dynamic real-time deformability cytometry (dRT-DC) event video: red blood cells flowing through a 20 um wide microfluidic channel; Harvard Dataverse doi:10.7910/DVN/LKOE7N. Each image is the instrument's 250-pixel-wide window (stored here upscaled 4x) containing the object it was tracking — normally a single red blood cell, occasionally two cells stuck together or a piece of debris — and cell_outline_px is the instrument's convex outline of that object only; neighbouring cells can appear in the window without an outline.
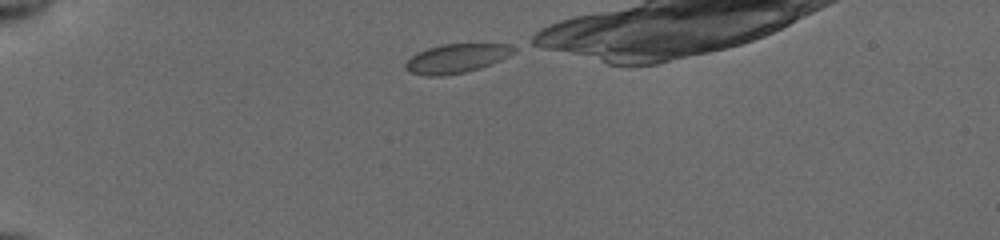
{"species": "common noctule bat (a hibernating species)", "species_latin": "Nyctalus noctula", "temperature_condition": "cold", "stored_images_in_passage": 12, "camera_frame_rate_fps": 3000, "um_per_image_px": 0.085, "animal": {"sex": "female", "body_mass_g": 19.5, "forearm_length_mm": 54.1}, "frame": {"image": 1, "passage_image": 1, "time_ms": 0.0, "image_size_px": [1000, 240], "cell_outline_px": [[516, 52], [492, 64], [480, 68], [464, 72], [440, 76], [424, 76], [408, 72], [404, 68], [404, 64], [416, 52], [440, 44], [512, 44], [516, 48]], "centroid_in_image_um": [38.79, 4.96], "position_along_channel_um": 46.2, "area_um2": 18.5}}
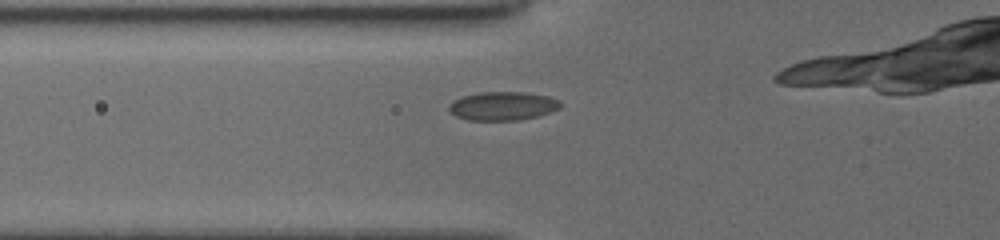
{"frame": {"image": 2, "passage_image": 7, "time_ms": 2.0, "image_size_px": [1000, 240], "cell_outline_px": [[564, 104], [560, 108], [536, 116], [520, 120], [468, 120], [456, 116], [448, 108], [448, 104], [464, 96], [480, 92], [524, 92], [548, 96], [560, 100]], "centroid_in_image_um": [42.76, 9.0], "position_along_channel_um": 83.0, "area_um2": 18.5}}
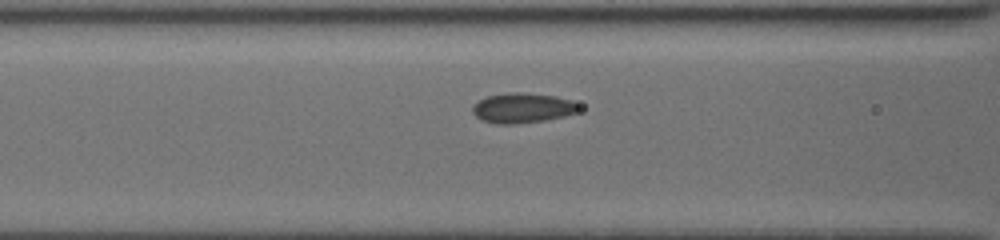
{"frame": {"image": 3, "passage_image": 10, "time_ms": 3.0, "image_size_px": [1000, 240], "cell_outline_px": [[584, 108], [576, 112], [564, 116], [544, 120], [512, 124], [496, 124], [480, 120], [472, 112], [472, 108], [480, 100], [488, 96], [508, 92], [524, 92], [556, 96], [572, 100], [580, 104]], "centroid_in_image_um": [44.46, 9.17], "position_along_channel_um": 122.1, "area_um2": 18.73}}